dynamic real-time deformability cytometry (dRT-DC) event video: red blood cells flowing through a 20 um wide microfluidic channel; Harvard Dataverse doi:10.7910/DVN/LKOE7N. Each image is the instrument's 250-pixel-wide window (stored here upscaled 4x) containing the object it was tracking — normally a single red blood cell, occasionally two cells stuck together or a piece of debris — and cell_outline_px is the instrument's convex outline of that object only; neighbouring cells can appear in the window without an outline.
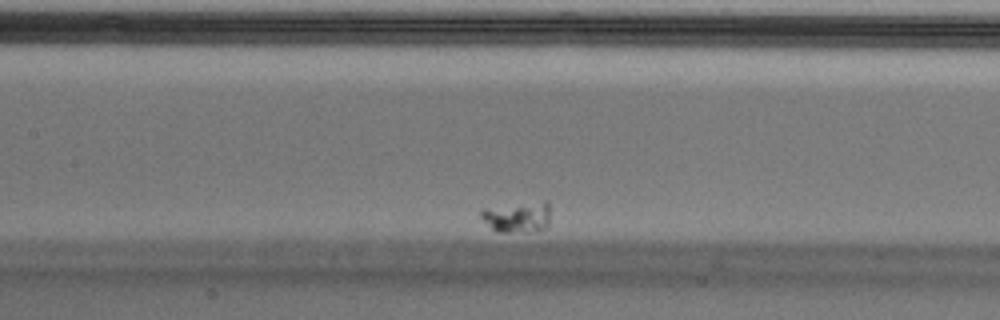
{"species": "Egyptian fruit bat (a non-hibernating species)", "species_latin": "Rousettus aegyptiacus", "temperature_condition": "cold", "stored_images_in_passage": 53, "camera_frame_rate_fps": 3000, "um_per_image_px": 0.085, "animal": {"sex": "male"}, "frame": {"image": 1, "passage_image": 29, "time_ms": 9.333, "image_size_px": [1000, 320], "cell_outline_px": [[548, 224], [544, 228], [524, 232], [496, 232], [480, 216], [480, 208], [544, 200], [548, 200]], "centroid_in_image_um": [43.95, 18.42], "position_along_channel_um": 163.5, "area_um2": 12.48}}
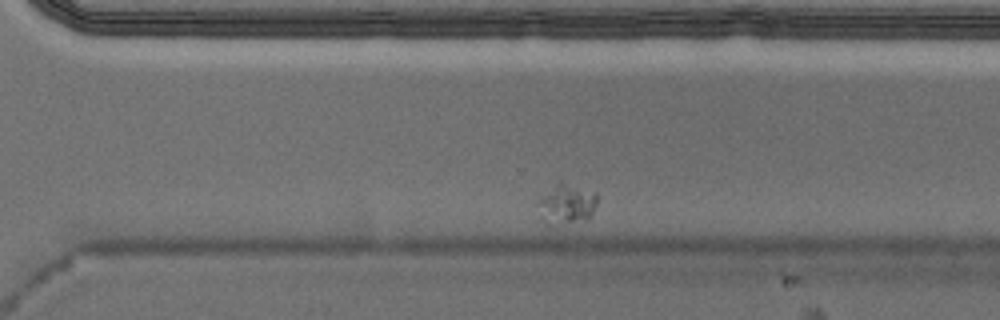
{"frame": {"image": 2, "passage_image": 47, "time_ms": 15.333, "image_size_px": [1000, 320], "cell_outline_px": [[596, 204], [592, 212], [588, 216], [572, 220], [568, 220], [536, 204], [536, 200], [560, 180], [596, 192]], "centroid_in_image_um": [48.32, 17.07], "position_along_channel_um": 322.3, "area_um2": 11.44}}
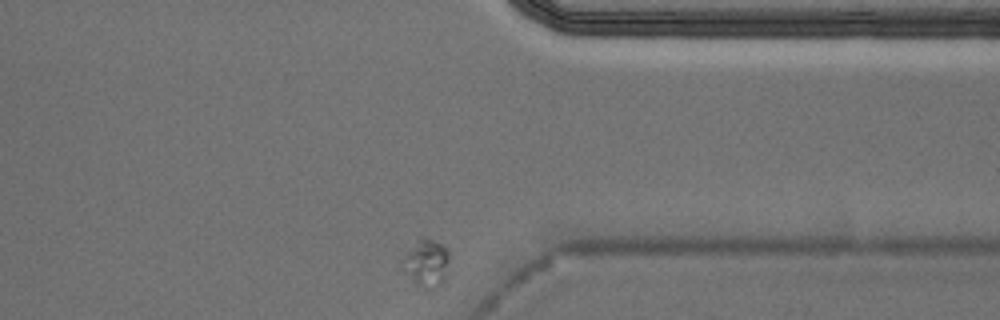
{"frame": {"image": 3, "passage_image": 53, "time_ms": 17.333, "image_size_px": [1000, 320], "cell_outline_px": [[448, 280], [436, 292], [428, 292], [416, 284], [412, 280], [408, 256], [420, 236], [424, 236], [448, 248]], "centroid_in_image_um": [36.47, 22.48], "position_along_channel_um": 374.9, "area_um2": 12.43}}